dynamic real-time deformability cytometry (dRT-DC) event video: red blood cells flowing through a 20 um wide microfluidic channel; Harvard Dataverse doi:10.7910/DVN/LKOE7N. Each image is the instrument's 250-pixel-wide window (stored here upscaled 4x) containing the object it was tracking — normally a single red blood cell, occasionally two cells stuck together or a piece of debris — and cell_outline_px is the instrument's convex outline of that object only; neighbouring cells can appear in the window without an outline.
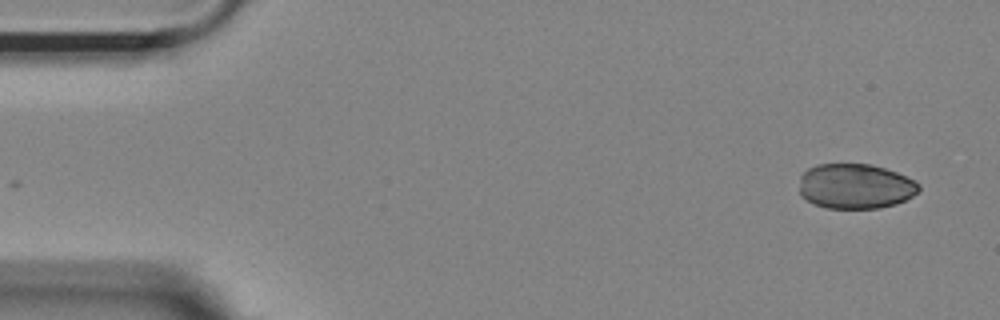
{"species": "Egyptian fruit bat (a non-hibernating species)", "species_latin": "Rousettus aegyptiacus", "temperature_condition": "room temperature", "stored_images_in_passage": 52, "camera_frame_rate_fps": 3000, "um_per_image_px": 0.085, "animal": {"sex": "female"}, "frame": {"image": 1, "passage_image": 1, "time_ms": 0.0, "image_size_px": [1000, 320], "cell_outline_px": [[920, 188], [912, 196], [896, 204], [880, 208], [828, 208], [816, 204], [808, 200], [800, 192], [800, 176], [808, 168], [816, 164], [872, 164], [896, 172], [916, 180], [920, 184]], "centroid_in_image_um": [72.73, 15.82], "position_along_channel_um": 12.3, "area_um2": 31.33}}
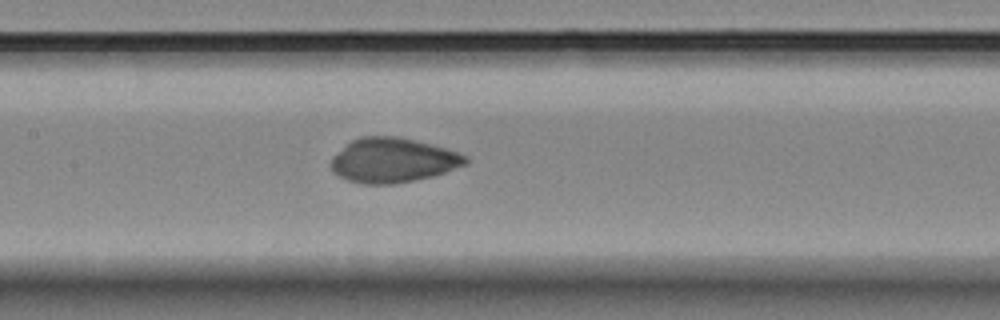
{"frame": {"image": 2, "passage_image": 23, "time_ms": 7.333, "image_size_px": [1000, 320], "cell_outline_px": [[468, 164], [432, 176], [392, 184], [364, 184], [348, 180], [340, 176], [332, 168], [332, 156], [352, 140], [360, 136], [396, 136], [416, 140], [448, 148], [468, 156]], "centroid_in_image_um": [33.44, 13.6], "position_along_channel_um": 174.0, "area_um2": 34.8}}
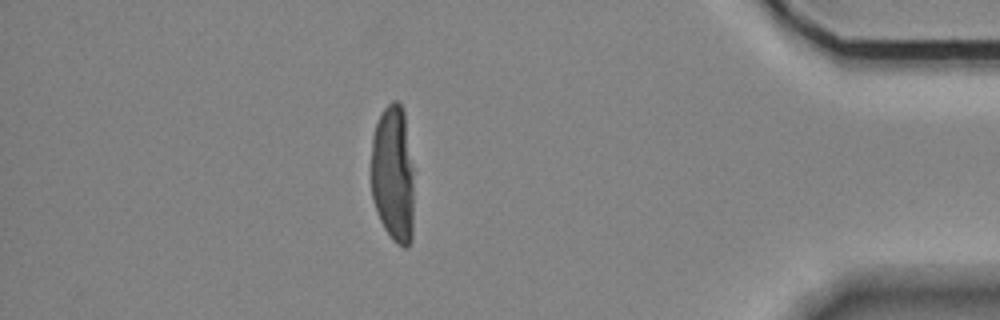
{"frame": {"image": 3, "passage_image": 45, "time_ms": 14.667, "image_size_px": [1000, 320], "cell_outline_px": [[412, 240], [408, 248], [404, 248], [396, 244], [392, 240], [384, 228], [380, 220], [372, 200], [372, 136], [376, 124], [384, 108], [392, 100], [396, 100], [400, 104], [404, 112], [412, 168]], "centroid_in_image_um": [33.4, 14.84], "position_along_channel_um": 401.8, "area_um2": 34.04}}